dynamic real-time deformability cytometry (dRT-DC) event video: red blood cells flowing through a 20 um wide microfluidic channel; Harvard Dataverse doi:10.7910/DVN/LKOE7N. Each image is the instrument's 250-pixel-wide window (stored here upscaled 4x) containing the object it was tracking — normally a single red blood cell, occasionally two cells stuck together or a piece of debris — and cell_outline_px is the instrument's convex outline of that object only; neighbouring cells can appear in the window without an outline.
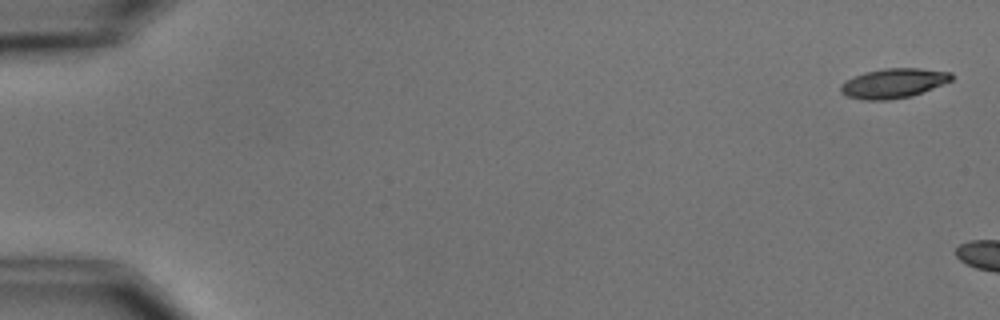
{"species": "common noctule bat (a hibernating species)", "species_latin": "Nyctalus noctula", "temperature_condition": "cold", "stored_images_in_passage": 3, "camera_frame_rate_fps": 3000, "um_per_image_px": 0.085, "animal": {"sex": "male", "body_mass_g": 15.6}, "frame": {"image": 1, "passage_image": 1, "time_ms": 0.0, "image_size_px": [1000, 320], "cell_outline_px": [[952, 80], [912, 96], [888, 100], [864, 100], [848, 96], [840, 92], [840, 84], [852, 76], [864, 72], [884, 68], [920, 68], [952, 72]], "centroid_in_image_um": [75.91, 7.07], "position_along_channel_um": 9.1, "area_um2": 19.19}}